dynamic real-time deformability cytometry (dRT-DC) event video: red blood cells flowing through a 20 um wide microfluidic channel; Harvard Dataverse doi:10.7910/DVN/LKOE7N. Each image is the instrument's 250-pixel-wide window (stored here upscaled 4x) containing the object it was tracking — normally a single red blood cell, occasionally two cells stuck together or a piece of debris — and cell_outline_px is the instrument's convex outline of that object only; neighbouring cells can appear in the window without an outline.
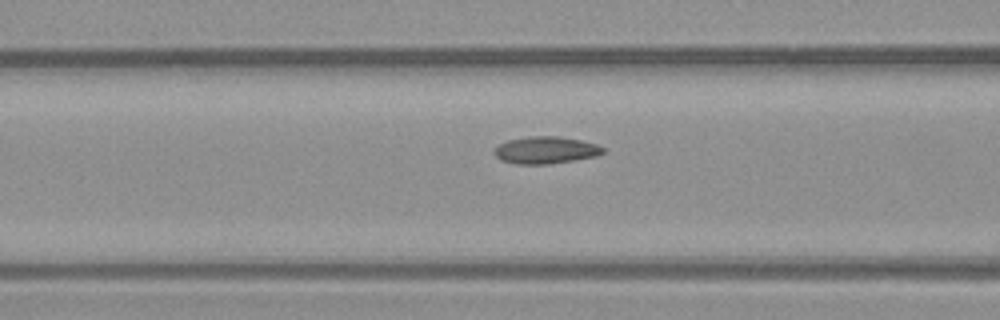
{"species": "common noctule bat (a hibernating species)", "species_latin": "Nyctalus noctula", "temperature_condition": "warm", "stored_images_in_passage": 16, "camera_frame_rate_fps": 3000, "um_per_image_px": 0.085, "animal": {"sex": "male", "body_mass_g": 23.1, "forearm_length_mm": 52.7}, "frame": {"image": 1, "passage_image": 14, "time_ms": 4.333, "image_size_px": [1000, 320], "cell_outline_px": [[604, 152], [596, 156], [548, 164], [516, 164], [500, 160], [492, 152], [492, 148], [508, 140], [532, 136], [560, 136], [580, 140], [596, 144], [604, 148]], "centroid_in_image_um": [46.33, 12.76], "position_along_channel_um": 120.3, "area_um2": 17.17}}